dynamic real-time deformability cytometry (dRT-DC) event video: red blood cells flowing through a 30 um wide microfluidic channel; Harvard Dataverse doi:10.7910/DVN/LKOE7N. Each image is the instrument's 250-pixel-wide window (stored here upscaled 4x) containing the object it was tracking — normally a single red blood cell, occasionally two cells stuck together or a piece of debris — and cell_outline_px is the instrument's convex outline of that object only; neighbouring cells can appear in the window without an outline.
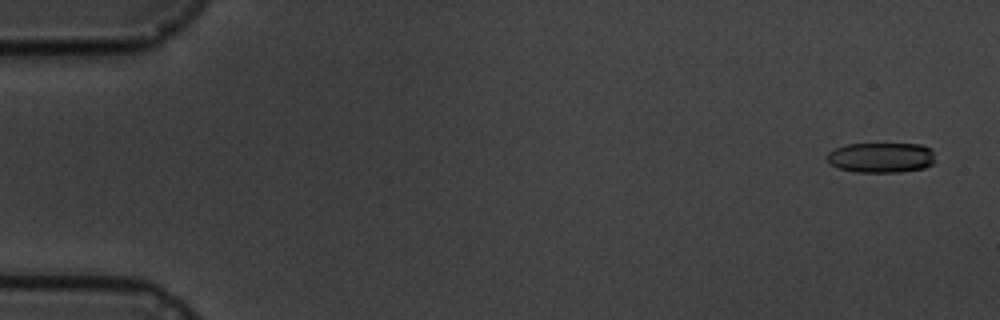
{"species": "common noctule bat (a hibernating species)", "species_latin": "Nyctalus noctula", "temperature_condition": "cold", "stored_images_in_passage": 16, "segment_of_instrument_passage": [1, 2], "camera_frame_rate_fps": 3000, "um_per_image_px": 0.085, "animal": {"sex": "male", "body_mass_g": 19.5, "forearm_length_mm": 54.6}, "frame": {"image": 1, "passage_image": 1, "time_ms": 0.0, "image_size_px": [1000, 320], "cell_outline_px": [[932, 164], [924, 168], [900, 172], [856, 172], [840, 168], [828, 164], [824, 156], [828, 152], [836, 148], [848, 144], [920, 144], [932, 148]], "centroid_in_image_um": [74.84, 13.39], "position_along_channel_um": 10.2, "area_um2": 19.07}}
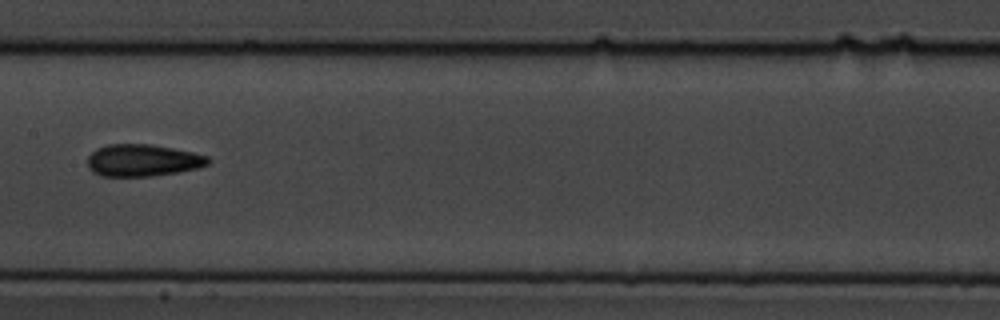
{"frame": {"image": 2, "passage_image": 8, "time_ms": 9.0, "image_size_px": [1000, 320], "cell_outline_px": [[212, 160], [208, 164], [200, 168], [180, 172], [152, 176], [100, 176], [92, 172], [88, 168], [88, 156], [96, 148], [108, 144], [148, 144], [172, 148], [192, 152], [208, 156]], "centroid_in_image_um": [12.14, 13.64], "position_along_channel_um": 195.3, "area_um2": 22.72}}
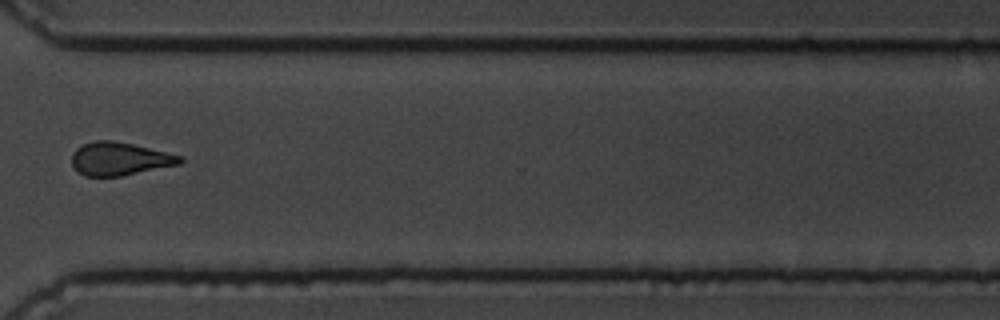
{"frame": {"image": 3, "passage_image": 12, "time_ms": 13.667, "image_size_px": [1000, 320], "cell_outline_px": [[184, 160], [180, 164], [120, 176], [84, 176], [72, 164], [72, 152], [76, 148], [84, 144], [96, 140], [112, 140], [132, 144], [184, 156]], "centroid_in_image_um": [10.18, 13.49], "position_along_channel_um": 360.4, "area_um2": 20.75}}